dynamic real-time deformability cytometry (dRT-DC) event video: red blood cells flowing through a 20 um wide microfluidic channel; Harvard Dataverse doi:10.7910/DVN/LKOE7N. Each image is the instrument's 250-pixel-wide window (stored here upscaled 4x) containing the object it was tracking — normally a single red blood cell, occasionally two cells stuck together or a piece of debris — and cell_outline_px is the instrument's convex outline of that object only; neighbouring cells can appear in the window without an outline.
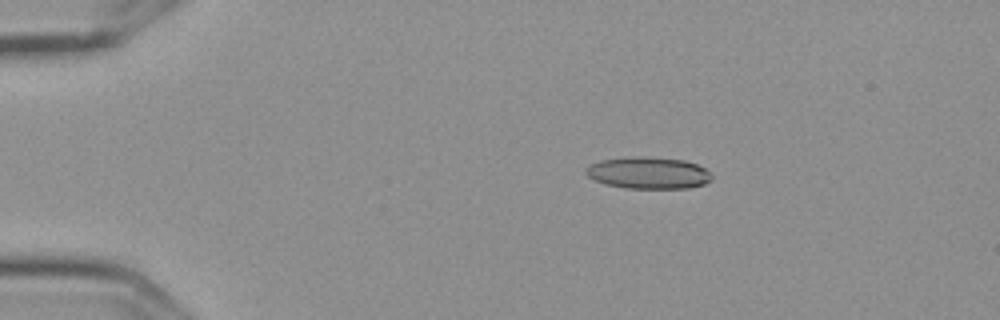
{"species": "Egyptian fruit bat (a non-hibernating species)", "species_latin": "Rousettus aegyptiacus", "temperature_condition": "cold", "stored_images_in_passage": 5, "camera_frame_rate_fps": 3000, "um_per_image_px": 0.085, "frame": {"image": 1, "passage_image": 3, "time_ms": 0.667, "image_size_px": [1000, 320], "cell_outline_px": [[712, 180], [704, 184], [688, 188], [624, 188], [604, 184], [588, 176], [584, 172], [592, 164], [600, 160], [636, 156], [640, 156], [684, 160], [696, 164], [704, 168], [712, 176]], "centroid_in_image_um": [55.12, 14.7], "position_along_channel_um": 29.9, "area_um2": 23.18}}